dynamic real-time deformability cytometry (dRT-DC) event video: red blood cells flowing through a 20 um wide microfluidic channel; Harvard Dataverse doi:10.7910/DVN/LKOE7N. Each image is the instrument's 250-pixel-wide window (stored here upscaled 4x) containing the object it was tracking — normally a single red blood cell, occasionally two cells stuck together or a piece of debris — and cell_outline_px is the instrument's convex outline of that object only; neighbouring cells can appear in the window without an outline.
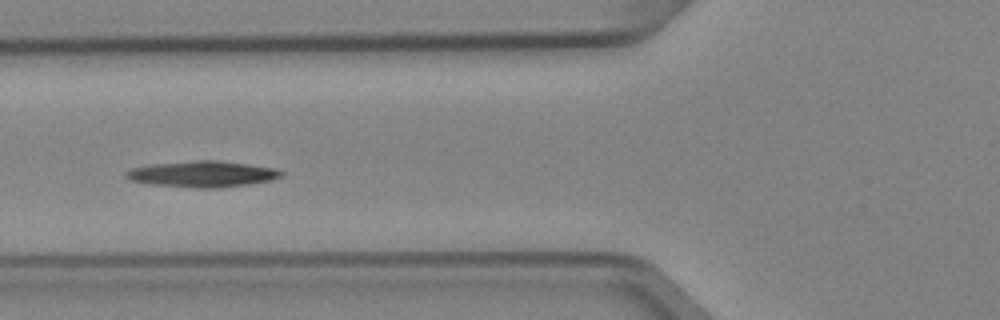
{"species": "Egyptian fruit bat (a non-hibernating species)", "species_latin": "Rousettus aegyptiacus", "temperature_condition": "cold", "stored_images_in_passage": 9, "camera_frame_rate_fps": 3000, "um_per_image_px": 0.085, "animal": {"sex": "female"}, "frame": {"image": 1, "passage_image": 6, "time_ms": 1.667, "image_size_px": [1000, 320], "cell_outline_px": [[284, 176], [268, 180], [248, 184], [220, 188], [196, 188], [148, 184], [132, 180], [124, 176], [124, 172], [132, 168], [148, 164], [196, 160], [220, 160], [276, 168], [284, 172]], "centroid_in_image_um": [17.19, 14.79], "position_along_channel_um": 108.6, "area_um2": 23.81}}
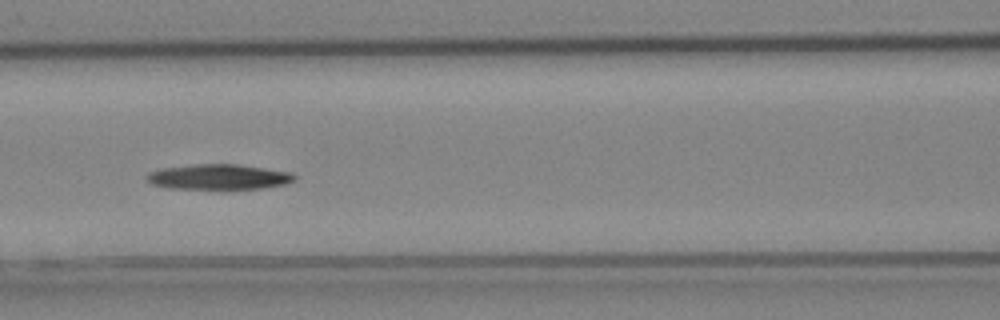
{"frame": {"image": 2, "passage_image": 7, "time_ms": 2.0, "image_size_px": [1000, 320], "cell_outline_px": [[296, 180], [284, 184], [260, 188], [228, 192], [168, 188], [152, 184], [144, 180], [144, 176], [148, 172], [160, 168], [192, 164], [236, 164], [292, 172], [296, 176]], "centroid_in_image_um": [18.53, 15.08], "position_along_channel_um": 148.1, "area_um2": 23.06}}